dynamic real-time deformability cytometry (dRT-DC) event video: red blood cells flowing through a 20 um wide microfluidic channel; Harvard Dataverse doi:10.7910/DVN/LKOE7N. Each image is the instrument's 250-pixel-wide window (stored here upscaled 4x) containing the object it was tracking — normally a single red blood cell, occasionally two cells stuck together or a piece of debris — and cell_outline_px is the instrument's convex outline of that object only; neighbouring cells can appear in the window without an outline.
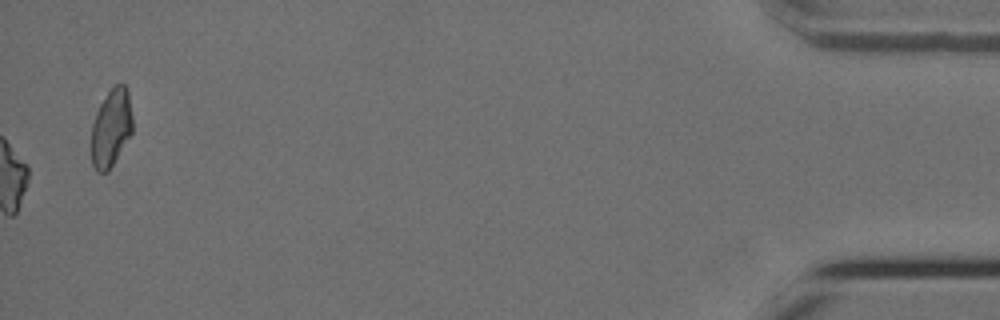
{"species": "Egyptian fruit bat (a non-hibernating species)", "species_latin": "Rousettus aegyptiacus", "temperature_condition": "cold", "stored_images_in_passage": 41, "camera_frame_rate_fps": 3000, "um_per_image_px": 0.085, "animal": {"sex": "female"}, "frame": {"image": 1, "passage_image": 41, "time_ms": 13.333, "image_size_px": [1000, 320], "cell_outline_px": [[132, 132], [108, 172], [96, 172], [92, 164], [92, 124], [96, 112], [100, 104], [108, 92], [116, 84], [124, 84], [128, 88], [132, 116]], "centroid_in_image_um": [9.45, 10.86], "position_along_channel_um": 425.7, "area_um2": 18.55}}